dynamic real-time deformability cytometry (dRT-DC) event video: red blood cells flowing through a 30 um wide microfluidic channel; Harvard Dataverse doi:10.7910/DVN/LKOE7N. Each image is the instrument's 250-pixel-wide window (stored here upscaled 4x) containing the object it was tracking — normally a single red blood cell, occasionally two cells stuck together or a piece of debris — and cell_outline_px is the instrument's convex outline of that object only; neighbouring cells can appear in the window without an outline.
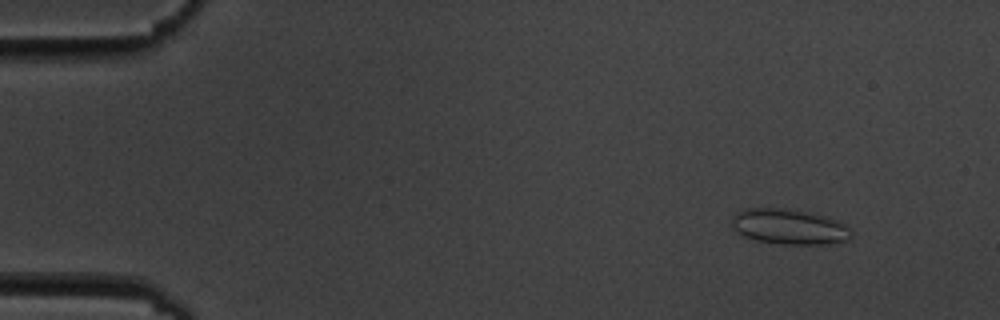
{"species": "common noctule bat (a hibernating species)", "species_latin": "Nyctalus noctula", "temperature_condition": "cold", "stored_images_in_passage": 56, "camera_frame_rate_fps": 3000, "um_per_image_px": 0.085, "animal": {"sex": "male", "body_mass_g": 19.5, "forearm_length_mm": 54.6}, "frame": {"image": 1, "passage_image": 6, "time_ms": 1.667, "image_size_px": [1000, 320], "cell_outline_px": [[852, 236], [848, 240], [828, 244], [780, 244], [752, 240], [736, 232], [732, 228], [732, 216], [736, 212], [744, 208], [784, 208], [808, 212], [824, 216], [836, 220], [844, 224], [852, 232]], "centroid_in_image_um": [67.03, 19.27], "position_along_channel_um": 18.0, "area_um2": 24.85}}
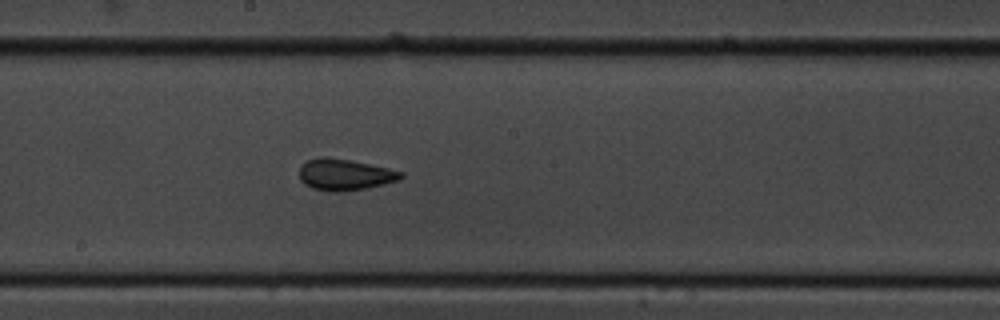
{"frame": {"image": 2, "passage_image": 31, "time_ms": 10.0, "image_size_px": [1000, 320], "cell_outline_px": [[404, 176], [400, 180], [384, 184], [364, 188], [340, 192], [332, 192], [312, 188], [304, 184], [300, 180], [300, 164], [308, 160], [320, 156], [324, 156], [348, 160], [388, 168], [404, 172]], "centroid_in_image_um": [29.29, 14.84], "position_along_channel_um": 218.9, "area_um2": 18.55}}
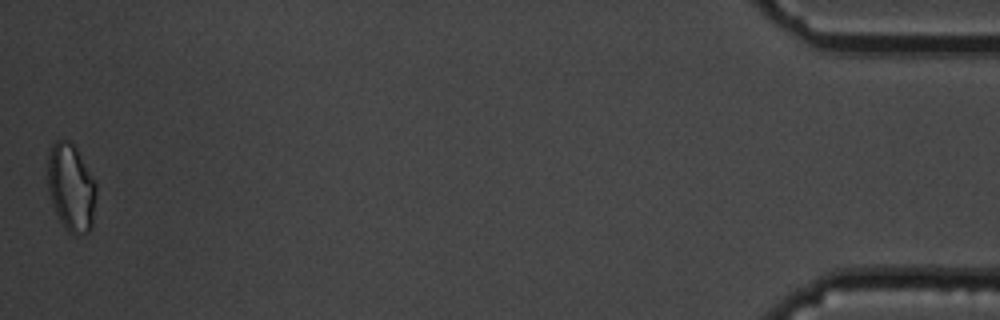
{"frame": {"image": 3, "passage_image": 56, "time_ms": 18.333, "image_size_px": [1000, 320], "cell_outline_px": [[96, 196], [92, 228], [88, 232], [76, 236], [68, 232], [60, 220], [52, 204], [48, 192], [48, 156], [52, 144], [56, 140], [72, 140], [96, 184]], "centroid_in_image_um": [6.05, 15.95], "position_along_channel_um": 429.2, "area_um2": 24.91}, "authors_computed_cell_mechanics": {"area_um2": 18.7561, "velocity_mm_per_s": 3.5793, "shape_relaxation_time_tau1_ms": null, "shape_relaxation_time_tau2_ms": 1.6071, "deformation_change_tau1": null, "deformation_change_tau2": 0.0804}}